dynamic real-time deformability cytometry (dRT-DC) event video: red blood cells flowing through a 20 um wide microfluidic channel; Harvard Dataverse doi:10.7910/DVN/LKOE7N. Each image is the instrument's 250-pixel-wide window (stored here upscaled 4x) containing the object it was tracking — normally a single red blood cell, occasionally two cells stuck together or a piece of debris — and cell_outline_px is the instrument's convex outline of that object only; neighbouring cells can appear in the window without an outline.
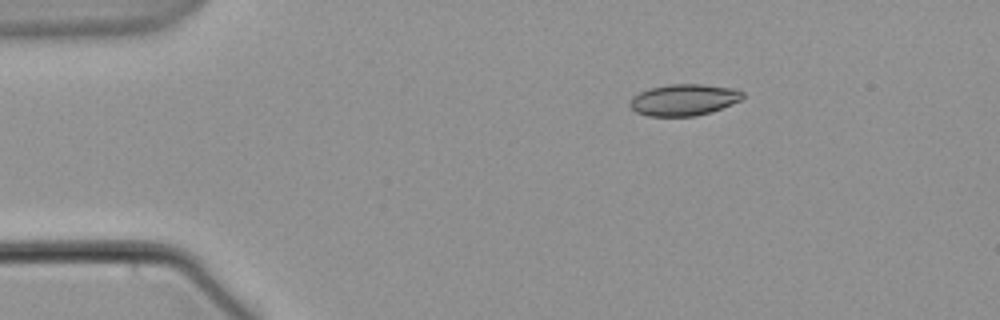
{"species": "common noctule bat (a hibernating species)", "species_latin": "Nyctalus noctula", "temperature_condition": "warm", "stored_images_in_passage": 5, "camera_frame_rate_fps": 3000, "um_per_image_px": 0.085, "animal": {"sex": "male", "body_mass_g": 21.5, "forearm_length_mm": 52.0}, "frame": {"image": 1, "passage_image": 3, "time_ms": 2.333, "image_size_px": [1000, 320], "cell_outline_px": [[744, 96], [740, 100], [732, 104], [712, 112], [696, 116], [648, 116], [636, 112], [628, 104], [632, 96], [640, 92], [652, 88], [668, 84], [700, 84], [736, 88], [744, 92]], "centroid_in_image_um": [58.14, 8.49], "position_along_channel_um": 26.9, "area_um2": 20.81}}